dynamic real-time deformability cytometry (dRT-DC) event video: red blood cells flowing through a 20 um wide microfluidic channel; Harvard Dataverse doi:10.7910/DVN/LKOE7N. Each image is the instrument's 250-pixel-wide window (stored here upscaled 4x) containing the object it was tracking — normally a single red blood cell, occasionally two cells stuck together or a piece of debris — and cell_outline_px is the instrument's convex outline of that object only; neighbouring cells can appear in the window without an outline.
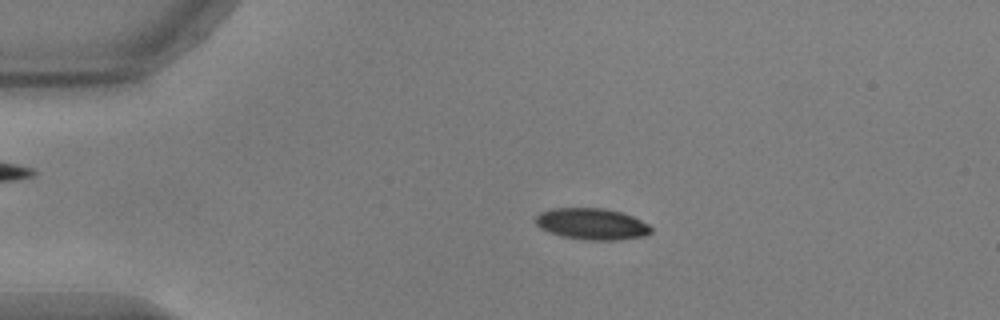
{"species": "common noctule bat (a hibernating species)", "species_latin": "Nyctalus noctula", "temperature_condition": "warm", "stored_images_in_passage": 46, "camera_frame_rate_fps": 3000, "um_per_image_px": 0.085, "animal": {"sex": "male", "body_mass_g": 17.9, "forearm_length_mm": 54.2}, "frame": {"image": 1, "passage_image": 11, "time_ms": 3.333, "image_size_px": [1000, 320], "cell_outline_px": [[652, 232], [644, 236], [616, 240], [584, 240], [560, 236], [548, 232], [540, 228], [536, 224], [536, 216], [540, 212], [552, 208], [604, 208], [620, 212], [632, 216], [648, 224], [652, 228]], "centroid_in_image_um": [50.29, 19.04], "position_along_channel_um": 34.7, "area_um2": 21.21}}
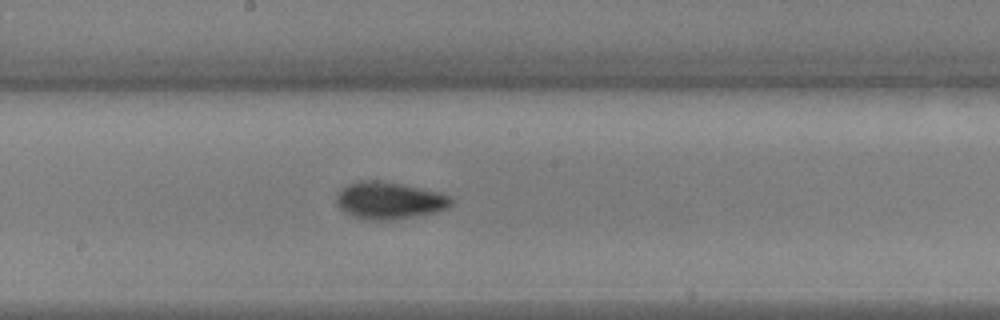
{"frame": {"image": 2, "passage_image": 29, "time_ms": 9.333, "image_size_px": [1000, 320], "cell_outline_px": [[452, 204], [436, 212], [392, 220], [364, 220], [352, 216], [344, 212], [336, 204], [336, 192], [340, 188], [356, 180], [380, 180], [420, 188], [436, 192], [448, 196], [452, 200]], "centroid_in_image_um": [32.98, 17.04], "position_along_channel_um": 215.2, "area_um2": 24.85}}
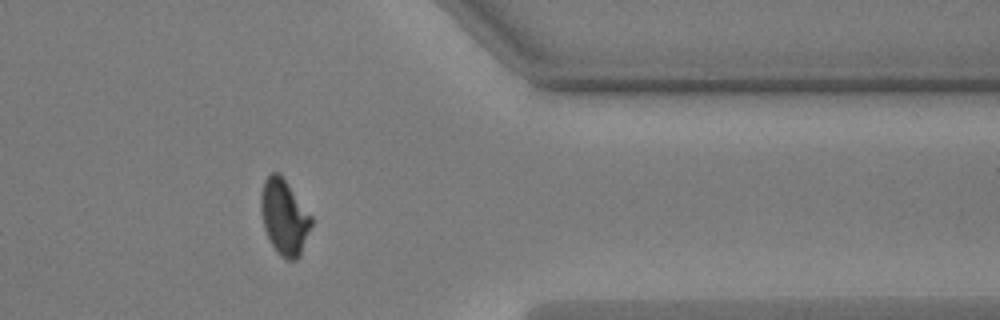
{"frame": {"image": 3, "passage_image": 44, "time_ms": 14.333, "image_size_px": [1000, 320], "cell_outline_px": [[312, 224], [300, 256], [296, 260], [284, 260], [276, 252], [264, 228], [260, 208], [260, 196], [264, 180], [272, 172], [280, 172], [312, 216]], "centroid_in_image_um": [24.16, 18.45], "position_along_channel_um": 387.2, "area_um2": 22.31}, "authors_computed_cell_mechanics": {"area_um2": 22.5709, "velocity_mm_per_s": 3.7338, "shape_relaxation_time_tau1_ms": 3.1527, "shape_relaxation_time_tau2_ms": 1.5428, "deformation_change_tau1": 0.1438, "deformation_change_tau2": 0.0618}}